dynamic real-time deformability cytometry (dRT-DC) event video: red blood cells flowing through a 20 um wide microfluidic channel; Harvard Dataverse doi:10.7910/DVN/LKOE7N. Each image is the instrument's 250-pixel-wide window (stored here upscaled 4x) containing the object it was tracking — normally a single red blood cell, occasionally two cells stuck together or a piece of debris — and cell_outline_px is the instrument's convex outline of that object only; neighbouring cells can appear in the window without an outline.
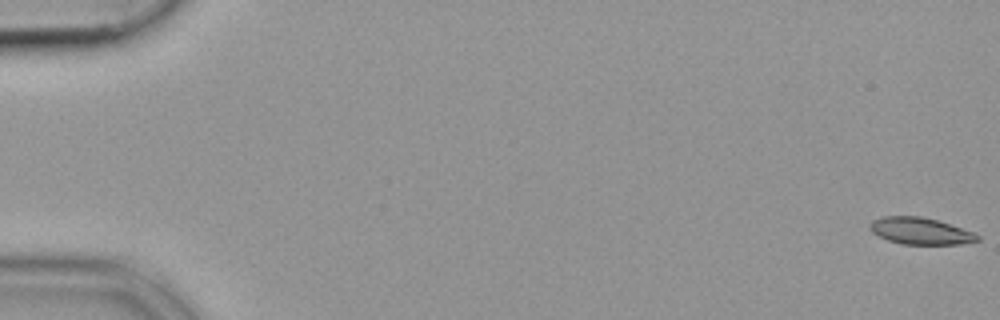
{"species": "common noctule bat (a hibernating species)", "species_latin": "Nyctalus noctula", "temperature_condition": "cold", "stored_images_in_passage": 54, "camera_frame_rate_fps": 3000, "um_per_image_px": 0.085, "animal": {"sex": "female", "body_mass_g": 19.9}, "frame": {"image": 1, "passage_image": 1, "time_ms": 0.0, "image_size_px": [1000, 320], "cell_outline_px": [[980, 240], [960, 244], [900, 244], [888, 240], [872, 232], [872, 220], [884, 216], [920, 216], [936, 220], [972, 232], [980, 236]], "centroid_in_image_um": [78.24, 19.64], "position_along_channel_um": 6.8, "area_um2": 16.42}}
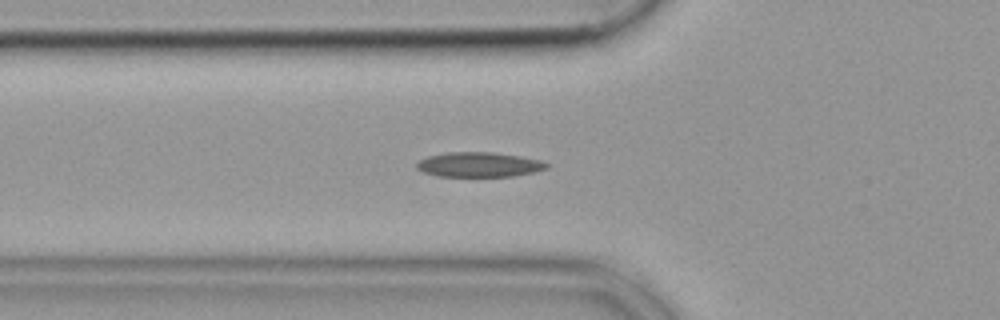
{"frame": {"image": 2, "passage_image": 20, "time_ms": 6.333, "image_size_px": [1000, 320], "cell_outline_px": [[548, 168], [532, 172], [512, 176], [440, 176], [424, 172], [416, 168], [416, 164], [420, 160], [428, 156], [448, 152], [492, 152], [520, 156], [540, 160], [548, 164]], "centroid_in_image_um": [40.71, 13.98], "position_along_channel_um": 85.1, "area_um2": 18.55}}
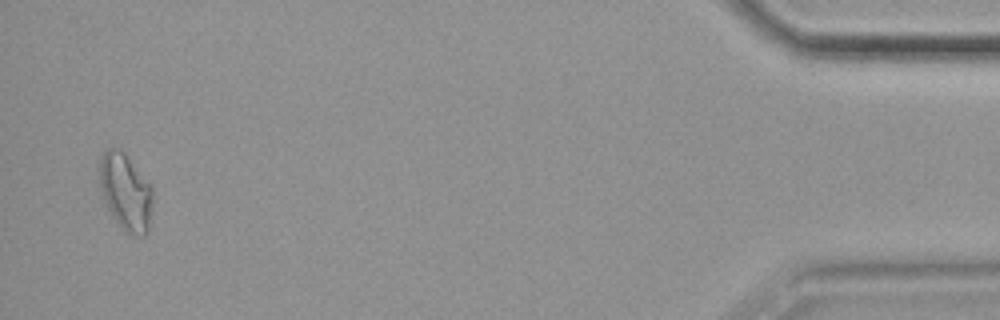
{"frame": {"image": 3, "passage_image": 53, "time_ms": 17.333, "image_size_px": [1000, 320], "cell_outline_px": [[152, 204], [148, 232], [144, 236], [128, 236], [120, 228], [112, 216], [104, 200], [100, 188], [96, 168], [100, 156], [108, 148], [120, 148], [124, 152], [152, 184]], "centroid_in_image_um": [10.65, 16.31], "position_along_channel_um": 424.5, "area_um2": 24.74}}